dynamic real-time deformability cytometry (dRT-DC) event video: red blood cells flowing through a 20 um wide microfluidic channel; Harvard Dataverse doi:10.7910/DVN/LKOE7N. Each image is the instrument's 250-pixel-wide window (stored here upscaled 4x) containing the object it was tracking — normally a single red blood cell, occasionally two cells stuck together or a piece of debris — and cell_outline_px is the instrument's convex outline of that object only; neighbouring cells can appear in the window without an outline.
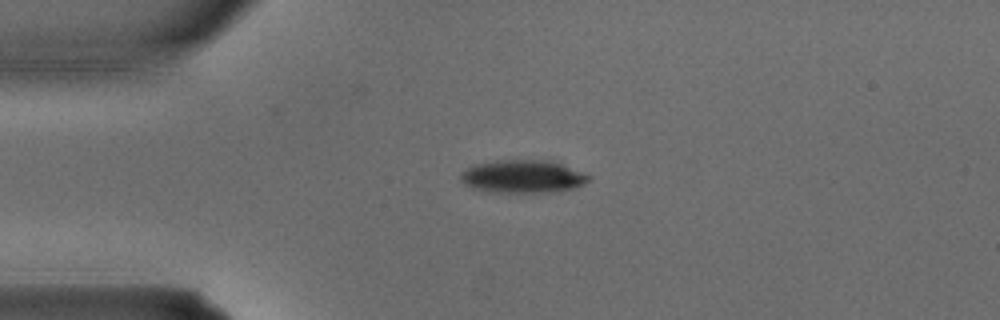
{"species": "common noctule bat (a hibernating species)", "species_latin": "Nyctalus noctula", "temperature_condition": "warm", "stored_images_in_passage": 1, "camera_frame_rate_fps": 3000, "um_per_image_px": 0.085, "animal": {"sex": "male", "body_mass_g": 15.6}, "frame": {"image": 1, "passage_image": 1, "time_ms": 0.0, "image_size_px": [1000, 320], "cell_outline_px": [[592, 176], [584, 184], [576, 188], [556, 192], [484, 192], [472, 188], [464, 184], [460, 180], [460, 172], [472, 164], [496, 160], [552, 160], [584, 172]], "centroid_in_image_um": [44.42, 15.0], "position_along_channel_um": 40.6, "area_um2": 25.14}}